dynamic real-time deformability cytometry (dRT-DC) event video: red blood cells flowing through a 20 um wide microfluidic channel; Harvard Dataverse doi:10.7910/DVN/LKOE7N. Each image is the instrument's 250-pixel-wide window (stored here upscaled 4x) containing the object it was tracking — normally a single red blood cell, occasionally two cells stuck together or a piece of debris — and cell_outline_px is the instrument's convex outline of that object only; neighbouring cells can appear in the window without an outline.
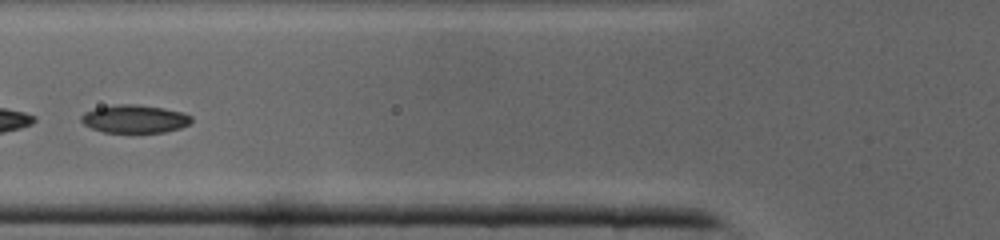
{"species": "common noctule bat (a hibernating species)", "species_latin": "Nyctalus noctula", "temperature_condition": "cold", "stored_images_in_passage": 40, "camera_frame_rate_fps": 3000, "um_per_image_px": 0.085, "animal": {"sex": "male", "body_mass_g": 19.0, "forearm_length_mm": 50.8}, "frame": {"image": 1, "passage_image": 15, "time_ms": 4.667, "image_size_px": [1000, 240], "cell_outline_px": [[192, 120], [188, 124], [180, 128], [164, 132], [104, 132], [92, 128], [84, 124], [80, 120], [80, 116], [84, 112], [96, 108], [120, 104], [136, 104], [164, 108], [184, 112], [192, 116]], "centroid_in_image_um": [11.45, 10.1], "position_along_channel_um": 114.3, "area_um2": 17.98}}
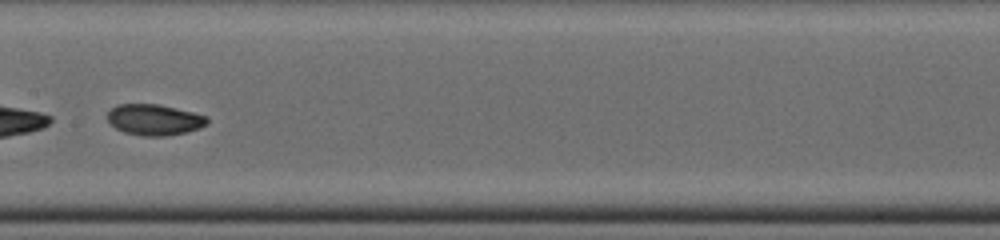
{"frame": {"image": 2, "passage_image": 20, "time_ms": 6.333, "image_size_px": [1000, 240], "cell_outline_px": [[208, 124], [200, 128], [184, 132], [164, 136], [144, 136], [124, 132], [116, 128], [108, 120], [108, 112], [112, 108], [120, 104], [160, 104], [208, 116]], "centroid_in_image_um": [13.14, 10.17], "position_along_channel_um": 194.3, "area_um2": 17.86}}
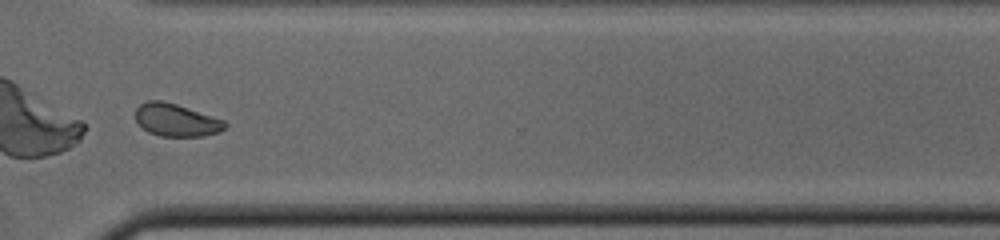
{"frame": {"image": 3, "passage_image": 30, "time_ms": 9.667, "image_size_px": [1000, 240], "cell_outline_px": [[228, 124], [220, 132], [204, 136], [160, 136], [148, 132], [136, 120], [136, 108], [140, 104], [148, 100], [160, 100], [176, 104], [224, 120]], "centroid_in_image_um": [14.98, 10.21], "position_along_channel_um": 355.6, "area_um2": 16.88}}